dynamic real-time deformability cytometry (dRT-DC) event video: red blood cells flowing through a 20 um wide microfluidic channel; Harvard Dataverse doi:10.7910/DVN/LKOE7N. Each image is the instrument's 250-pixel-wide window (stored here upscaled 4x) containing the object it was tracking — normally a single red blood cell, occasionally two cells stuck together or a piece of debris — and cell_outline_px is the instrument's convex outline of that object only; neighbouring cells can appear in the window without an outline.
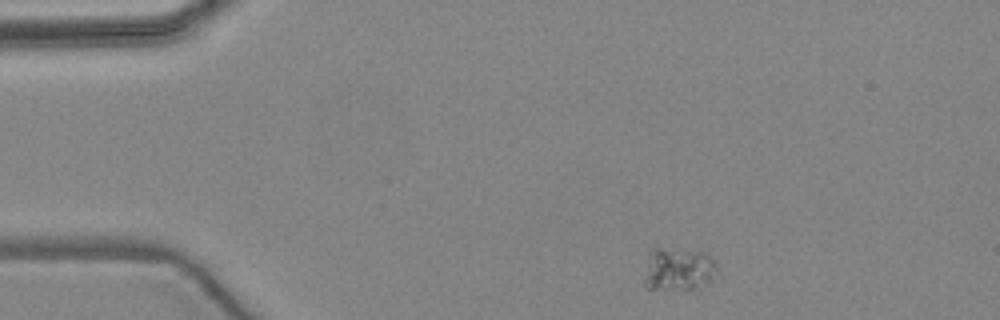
{"species": "common noctule bat (a hibernating species)", "species_latin": "Nyctalus noctula", "temperature_condition": "warm", "stored_images_in_passage": 3, "camera_frame_rate_fps": 3000, "um_per_image_px": 0.085, "animal": {"sex": "female", "body_mass_g": 24.6, "forearm_length_mm": 56.2}, "frame": {"image": 1, "passage_image": 1, "time_ms": 0.0, "image_size_px": [1000, 320], "cell_outline_px": [[716, 268], [712, 280], [696, 288], [648, 288], [644, 284], [644, 280], [648, 248], [656, 248], [704, 252], [712, 256], [716, 264]], "centroid_in_image_um": [57.63, 22.84], "position_along_channel_um": 27.4, "area_um2": 18.03}}